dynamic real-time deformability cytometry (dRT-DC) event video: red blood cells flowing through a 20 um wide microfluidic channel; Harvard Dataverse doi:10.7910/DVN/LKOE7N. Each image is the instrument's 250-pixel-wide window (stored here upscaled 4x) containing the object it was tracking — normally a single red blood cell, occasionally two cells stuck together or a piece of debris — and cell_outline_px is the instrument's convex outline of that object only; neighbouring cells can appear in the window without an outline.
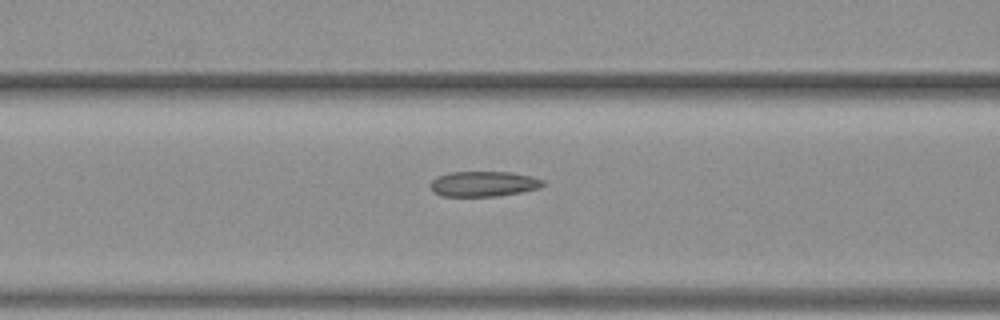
{"species": "common noctule bat (a hibernating species)", "species_latin": "Nyctalus noctula", "temperature_condition": "warm", "stored_images_in_passage": 13, "camera_frame_rate_fps": 3000, "um_per_image_px": 0.085, "animal": {"sex": "female", "body_mass_g": 19.3, "forearm_length_mm": 54.1}, "frame": {"image": 1, "passage_image": 11, "time_ms": 3.333, "image_size_px": [1000, 320], "cell_outline_px": [[544, 184], [540, 188], [520, 192], [496, 196], [440, 196], [432, 188], [432, 180], [436, 176], [448, 172], [512, 172], [532, 176], [544, 180]], "centroid_in_image_um": [41.13, 15.62], "position_along_channel_um": 125.5, "area_um2": 16.53}}